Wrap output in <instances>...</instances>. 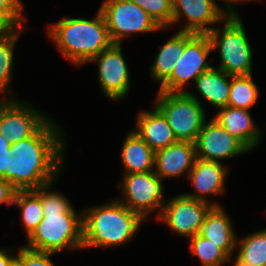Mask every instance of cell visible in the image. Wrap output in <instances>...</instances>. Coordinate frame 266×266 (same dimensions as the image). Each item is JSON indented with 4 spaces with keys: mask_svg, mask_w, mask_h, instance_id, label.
<instances>
[{
    "mask_svg": "<svg viewBox=\"0 0 266 266\" xmlns=\"http://www.w3.org/2000/svg\"><path fill=\"white\" fill-rule=\"evenodd\" d=\"M52 123L49 119L33 136L10 146L4 180L16 191L36 190L53 183L60 172L64 143Z\"/></svg>",
    "mask_w": 266,
    "mask_h": 266,
    "instance_id": "1",
    "label": "cell"
},
{
    "mask_svg": "<svg viewBox=\"0 0 266 266\" xmlns=\"http://www.w3.org/2000/svg\"><path fill=\"white\" fill-rule=\"evenodd\" d=\"M50 186L33 190L42 201L44 218L28 237L26 247L53 254L66 247L83 248V215H77L63 195L49 191Z\"/></svg>",
    "mask_w": 266,
    "mask_h": 266,
    "instance_id": "2",
    "label": "cell"
},
{
    "mask_svg": "<svg viewBox=\"0 0 266 266\" xmlns=\"http://www.w3.org/2000/svg\"><path fill=\"white\" fill-rule=\"evenodd\" d=\"M48 34L62 55L77 65L90 63L113 44L100 9L93 20L62 18L50 26Z\"/></svg>",
    "mask_w": 266,
    "mask_h": 266,
    "instance_id": "3",
    "label": "cell"
},
{
    "mask_svg": "<svg viewBox=\"0 0 266 266\" xmlns=\"http://www.w3.org/2000/svg\"><path fill=\"white\" fill-rule=\"evenodd\" d=\"M83 248L110 247L129 241L143 218L118 201L82 212Z\"/></svg>",
    "mask_w": 266,
    "mask_h": 266,
    "instance_id": "4",
    "label": "cell"
},
{
    "mask_svg": "<svg viewBox=\"0 0 266 266\" xmlns=\"http://www.w3.org/2000/svg\"><path fill=\"white\" fill-rule=\"evenodd\" d=\"M172 128L177 141L195 143L206 120L202 104L190 92L159 91L156 106Z\"/></svg>",
    "mask_w": 266,
    "mask_h": 266,
    "instance_id": "5",
    "label": "cell"
},
{
    "mask_svg": "<svg viewBox=\"0 0 266 266\" xmlns=\"http://www.w3.org/2000/svg\"><path fill=\"white\" fill-rule=\"evenodd\" d=\"M212 49L219 48V69L228 75L252 74V50L240 16H226L223 30L213 28L208 34Z\"/></svg>",
    "mask_w": 266,
    "mask_h": 266,
    "instance_id": "6",
    "label": "cell"
},
{
    "mask_svg": "<svg viewBox=\"0 0 266 266\" xmlns=\"http://www.w3.org/2000/svg\"><path fill=\"white\" fill-rule=\"evenodd\" d=\"M212 45L207 34L184 32V52L175 62L171 76L160 86L162 92H183L190 79L195 80L212 66L206 61Z\"/></svg>",
    "mask_w": 266,
    "mask_h": 266,
    "instance_id": "7",
    "label": "cell"
},
{
    "mask_svg": "<svg viewBox=\"0 0 266 266\" xmlns=\"http://www.w3.org/2000/svg\"><path fill=\"white\" fill-rule=\"evenodd\" d=\"M104 15L113 44L132 33H145L162 29L156 21L131 0H105L99 7Z\"/></svg>",
    "mask_w": 266,
    "mask_h": 266,
    "instance_id": "8",
    "label": "cell"
},
{
    "mask_svg": "<svg viewBox=\"0 0 266 266\" xmlns=\"http://www.w3.org/2000/svg\"><path fill=\"white\" fill-rule=\"evenodd\" d=\"M119 184L122 186L124 200L120 201L131 211L138 213L143 219L150 211L163 206L162 179L154 172L128 173Z\"/></svg>",
    "mask_w": 266,
    "mask_h": 266,
    "instance_id": "9",
    "label": "cell"
},
{
    "mask_svg": "<svg viewBox=\"0 0 266 266\" xmlns=\"http://www.w3.org/2000/svg\"><path fill=\"white\" fill-rule=\"evenodd\" d=\"M212 206L219 204H209L182 194L166 201L158 218L173 232L191 238L200 233L205 215Z\"/></svg>",
    "mask_w": 266,
    "mask_h": 266,
    "instance_id": "10",
    "label": "cell"
},
{
    "mask_svg": "<svg viewBox=\"0 0 266 266\" xmlns=\"http://www.w3.org/2000/svg\"><path fill=\"white\" fill-rule=\"evenodd\" d=\"M13 98L0 101V135L12 145L33 136L49 119Z\"/></svg>",
    "mask_w": 266,
    "mask_h": 266,
    "instance_id": "11",
    "label": "cell"
},
{
    "mask_svg": "<svg viewBox=\"0 0 266 266\" xmlns=\"http://www.w3.org/2000/svg\"><path fill=\"white\" fill-rule=\"evenodd\" d=\"M98 62L99 82L104 94L112 99H123L130 87L129 71L121 52V44H112L90 62Z\"/></svg>",
    "mask_w": 266,
    "mask_h": 266,
    "instance_id": "12",
    "label": "cell"
},
{
    "mask_svg": "<svg viewBox=\"0 0 266 266\" xmlns=\"http://www.w3.org/2000/svg\"><path fill=\"white\" fill-rule=\"evenodd\" d=\"M195 150L197 158L216 162L249 151L214 118L204 122L195 141Z\"/></svg>",
    "mask_w": 266,
    "mask_h": 266,
    "instance_id": "13",
    "label": "cell"
},
{
    "mask_svg": "<svg viewBox=\"0 0 266 266\" xmlns=\"http://www.w3.org/2000/svg\"><path fill=\"white\" fill-rule=\"evenodd\" d=\"M173 17L172 24L179 21L183 15L188 21L187 25L181 31L191 32L194 34H208L213 27H207L219 20L224 19L225 15L216 4L211 0H172Z\"/></svg>",
    "mask_w": 266,
    "mask_h": 266,
    "instance_id": "14",
    "label": "cell"
},
{
    "mask_svg": "<svg viewBox=\"0 0 266 266\" xmlns=\"http://www.w3.org/2000/svg\"><path fill=\"white\" fill-rule=\"evenodd\" d=\"M197 159L195 143L177 141L166 148L155 151L154 172L162 179L184 174L188 175Z\"/></svg>",
    "mask_w": 266,
    "mask_h": 266,
    "instance_id": "15",
    "label": "cell"
},
{
    "mask_svg": "<svg viewBox=\"0 0 266 266\" xmlns=\"http://www.w3.org/2000/svg\"><path fill=\"white\" fill-rule=\"evenodd\" d=\"M226 169L220 162L197 158L188 175L196 192L185 195L209 203L206 198L207 194L215 195L223 192Z\"/></svg>",
    "mask_w": 266,
    "mask_h": 266,
    "instance_id": "16",
    "label": "cell"
},
{
    "mask_svg": "<svg viewBox=\"0 0 266 266\" xmlns=\"http://www.w3.org/2000/svg\"><path fill=\"white\" fill-rule=\"evenodd\" d=\"M214 119L249 151L258 144L261 132L255 127L248 110L226 106Z\"/></svg>",
    "mask_w": 266,
    "mask_h": 266,
    "instance_id": "17",
    "label": "cell"
},
{
    "mask_svg": "<svg viewBox=\"0 0 266 266\" xmlns=\"http://www.w3.org/2000/svg\"><path fill=\"white\" fill-rule=\"evenodd\" d=\"M137 131L150 147L157 151L177 142L172 128L163 114L155 107L152 112L141 111L137 117Z\"/></svg>",
    "mask_w": 266,
    "mask_h": 266,
    "instance_id": "18",
    "label": "cell"
},
{
    "mask_svg": "<svg viewBox=\"0 0 266 266\" xmlns=\"http://www.w3.org/2000/svg\"><path fill=\"white\" fill-rule=\"evenodd\" d=\"M199 234L222 248L230 257L238 244L229 217L221 206L209 209Z\"/></svg>",
    "mask_w": 266,
    "mask_h": 266,
    "instance_id": "19",
    "label": "cell"
},
{
    "mask_svg": "<svg viewBox=\"0 0 266 266\" xmlns=\"http://www.w3.org/2000/svg\"><path fill=\"white\" fill-rule=\"evenodd\" d=\"M121 151L125 174L154 171L155 151L135 131L126 137Z\"/></svg>",
    "mask_w": 266,
    "mask_h": 266,
    "instance_id": "20",
    "label": "cell"
},
{
    "mask_svg": "<svg viewBox=\"0 0 266 266\" xmlns=\"http://www.w3.org/2000/svg\"><path fill=\"white\" fill-rule=\"evenodd\" d=\"M229 78V80H228ZM196 89L210 104L218 109L228 104L231 75L213 66L195 80Z\"/></svg>",
    "mask_w": 266,
    "mask_h": 266,
    "instance_id": "21",
    "label": "cell"
},
{
    "mask_svg": "<svg viewBox=\"0 0 266 266\" xmlns=\"http://www.w3.org/2000/svg\"><path fill=\"white\" fill-rule=\"evenodd\" d=\"M159 49L160 51L151 67V76L160 82L161 86L171 76L176 60L184 52V31H179Z\"/></svg>",
    "mask_w": 266,
    "mask_h": 266,
    "instance_id": "22",
    "label": "cell"
},
{
    "mask_svg": "<svg viewBox=\"0 0 266 266\" xmlns=\"http://www.w3.org/2000/svg\"><path fill=\"white\" fill-rule=\"evenodd\" d=\"M235 259L238 266H266V230L245 236Z\"/></svg>",
    "mask_w": 266,
    "mask_h": 266,
    "instance_id": "23",
    "label": "cell"
},
{
    "mask_svg": "<svg viewBox=\"0 0 266 266\" xmlns=\"http://www.w3.org/2000/svg\"><path fill=\"white\" fill-rule=\"evenodd\" d=\"M13 204L21 208L22 223L28 238L44 218L42 201L33 190L16 191Z\"/></svg>",
    "mask_w": 266,
    "mask_h": 266,
    "instance_id": "24",
    "label": "cell"
},
{
    "mask_svg": "<svg viewBox=\"0 0 266 266\" xmlns=\"http://www.w3.org/2000/svg\"><path fill=\"white\" fill-rule=\"evenodd\" d=\"M258 87L251 75L231 76L227 106L249 110L258 99Z\"/></svg>",
    "mask_w": 266,
    "mask_h": 266,
    "instance_id": "25",
    "label": "cell"
},
{
    "mask_svg": "<svg viewBox=\"0 0 266 266\" xmlns=\"http://www.w3.org/2000/svg\"><path fill=\"white\" fill-rule=\"evenodd\" d=\"M192 256H198L204 266H222L231 258L222 248L199 233L190 238Z\"/></svg>",
    "mask_w": 266,
    "mask_h": 266,
    "instance_id": "26",
    "label": "cell"
},
{
    "mask_svg": "<svg viewBox=\"0 0 266 266\" xmlns=\"http://www.w3.org/2000/svg\"><path fill=\"white\" fill-rule=\"evenodd\" d=\"M21 31L10 30L0 39V92L3 94L8 92L6 89L12 77L13 50Z\"/></svg>",
    "mask_w": 266,
    "mask_h": 266,
    "instance_id": "27",
    "label": "cell"
},
{
    "mask_svg": "<svg viewBox=\"0 0 266 266\" xmlns=\"http://www.w3.org/2000/svg\"><path fill=\"white\" fill-rule=\"evenodd\" d=\"M146 13H148L156 23L163 29L171 27L173 17L172 0H131Z\"/></svg>",
    "mask_w": 266,
    "mask_h": 266,
    "instance_id": "28",
    "label": "cell"
},
{
    "mask_svg": "<svg viewBox=\"0 0 266 266\" xmlns=\"http://www.w3.org/2000/svg\"><path fill=\"white\" fill-rule=\"evenodd\" d=\"M22 8L21 0H0V21L9 30H19L23 22Z\"/></svg>",
    "mask_w": 266,
    "mask_h": 266,
    "instance_id": "29",
    "label": "cell"
},
{
    "mask_svg": "<svg viewBox=\"0 0 266 266\" xmlns=\"http://www.w3.org/2000/svg\"><path fill=\"white\" fill-rule=\"evenodd\" d=\"M52 254L24 247V266H55L50 259Z\"/></svg>",
    "mask_w": 266,
    "mask_h": 266,
    "instance_id": "30",
    "label": "cell"
},
{
    "mask_svg": "<svg viewBox=\"0 0 266 266\" xmlns=\"http://www.w3.org/2000/svg\"><path fill=\"white\" fill-rule=\"evenodd\" d=\"M11 144L0 135V178L4 179V173L9 165V149Z\"/></svg>",
    "mask_w": 266,
    "mask_h": 266,
    "instance_id": "31",
    "label": "cell"
},
{
    "mask_svg": "<svg viewBox=\"0 0 266 266\" xmlns=\"http://www.w3.org/2000/svg\"><path fill=\"white\" fill-rule=\"evenodd\" d=\"M15 193L16 190L12 185L3 178H0V204L4 202L6 205L13 204Z\"/></svg>",
    "mask_w": 266,
    "mask_h": 266,
    "instance_id": "32",
    "label": "cell"
},
{
    "mask_svg": "<svg viewBox=\"0 0 266 266\" xmlns=\"http://www.w3.org/2000/svg\"><path fill=\"white\" fill-rule=\"evenodd\" d=\"M8 266H24V247L18 251L16 256L10 259Z\"/></svg>",
    "mask_w": 266,
    "mask_h": 266,
    "instance_id": "33",
    "label": "cell"
},
{
    "mask_svg": "<svg viewBox=\"0 0 266 266\" xmlns=\"http://www.w3.org/2000/svg\"><path fill=\"white\" fill-rule=\"evenodd\" d=\"M214 4H216L218 6L217 3H215V0H211ZM228 4H226L225 8L226 11L228 12L226 15L227 16H239L235 11H234V8H232V4L235 2H238V1H245V0H225ZM250 1V0H249Z\"/></svg>",
    "mask_w": 266,
    "mask_h": 266,
    "instance_id": "34",
    "label": "cell"
},
{
    "mask_svg": "<svg viewBox=\"0 0 266 266\" xmlns=\"http://www.w3.org/2000/svg\"><path fill=\"white\" fill-rule=\"evenodd\" d=\"M8 250L0 249V266H8L12 255H8Z\"/></svg>",
    "mask_w": 266,
    "mask_h": 266,
    "instance_id": "35",
    "label": "cell"
},
{
    "mask_svg": "<svg viewBox=\"0 0 266 266\" xmlns=\"http://www.w3.org/2000/svg\"><path fill=\"white\" fill-rule=\"evenodd\" d=\"M10 30L0 21V39Z\"/></svg>",
    "mask_w": 266,
    "mask_h": 266,
    "instance_id": "36",
    "label": "cell"
}]
</instances>
